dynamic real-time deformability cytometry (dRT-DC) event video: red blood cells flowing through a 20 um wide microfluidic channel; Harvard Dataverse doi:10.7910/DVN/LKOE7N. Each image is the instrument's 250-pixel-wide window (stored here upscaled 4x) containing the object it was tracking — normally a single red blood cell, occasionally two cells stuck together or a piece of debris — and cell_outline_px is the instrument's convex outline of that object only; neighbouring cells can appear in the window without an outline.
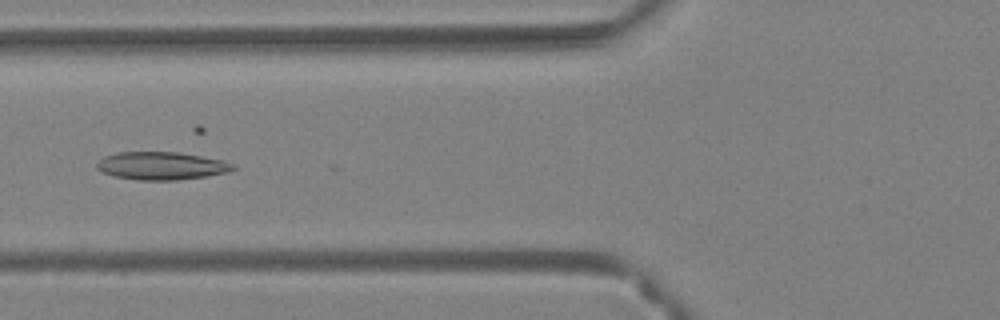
{"species": "Egyptian fruit bat (a non-hibernating species)", "species_latin": "Rousettus aegyptiacus", "temperature_condition": "warm", "stored_images_in_passage": 52, "camera_frame_rate_fps": 3000, "um_per_image_px": 0.085, "animal": {"sex": "female"}, "frame": {"image": 1, "passage_image": 23, "time_ms": 7.333, "image_size_px": [1000, 320], "cell_outline_px": [[236, 168], [228, 172], [204, 176], [176, 180], [136, 180], [116, 176], [100, 172], [96, 168], [96, 164], [104, 156], [120, 152], [180, 152], [224, 160], [236, 164]], "centroid_in_image_um": [13.74, 14.09], "position_along_channel_um": 112.1, "area_um2": 22.2}}
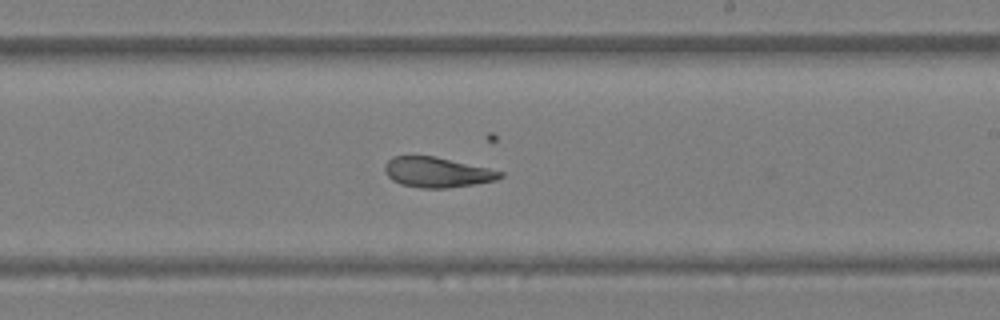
{"frame": {"image": 2, "passage_image": 34, "time_ms": 11.0, "image_size_px": [1000, 320], "cell_outline_px": [[504, 176], [496, 180], [448, 188], [420, 188], [400, 184], [392, 180], [384, 172], [384, 164], [392, 156], [436, 156], [488, 168], [504, 172]], "centroid_in_image_um": [37.12, 14.64], "position_along_channel_um": 251.9, "area_um2": 20.35}}
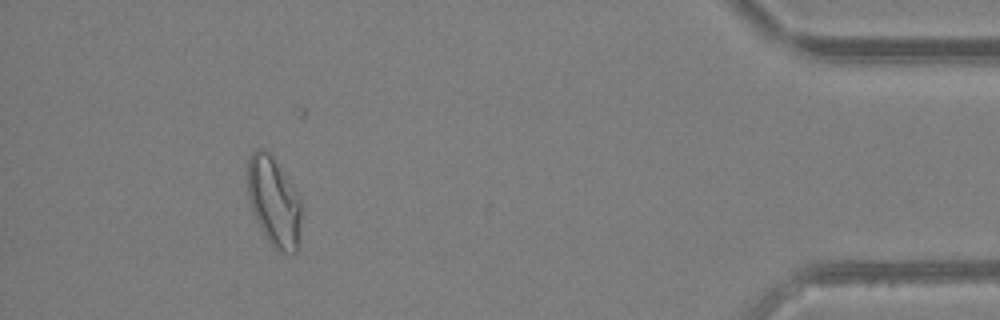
{"frame": {"image": 3, "passage_image": 51, "time_ms": 16.667, "image_size_px": [1000, 320], "cell_outline_px": [[300, 220], [296, 252], [280, 252], [264, 236], [252, 212], [248, 196], [248, 160], [252, 152], [256, 148], [264, 148], [268, 152], [300, 196]], "centroid_in_image_um": [23.25, 17.13], "position_along_channel_um": 411.9, "area_um2": 27.51}, "authors_computed_cell_mechanics": {"area_um2": 23.409, "velocity_mm_per_s": 3.8253, "shape_relaxation_time_tau1_ms": 10.7623, "shape_relaxation_time_tau2_ms": 3.395, "deformation_change_tau1": 0.2189, "deformation_change_tau2": 0.0868}}